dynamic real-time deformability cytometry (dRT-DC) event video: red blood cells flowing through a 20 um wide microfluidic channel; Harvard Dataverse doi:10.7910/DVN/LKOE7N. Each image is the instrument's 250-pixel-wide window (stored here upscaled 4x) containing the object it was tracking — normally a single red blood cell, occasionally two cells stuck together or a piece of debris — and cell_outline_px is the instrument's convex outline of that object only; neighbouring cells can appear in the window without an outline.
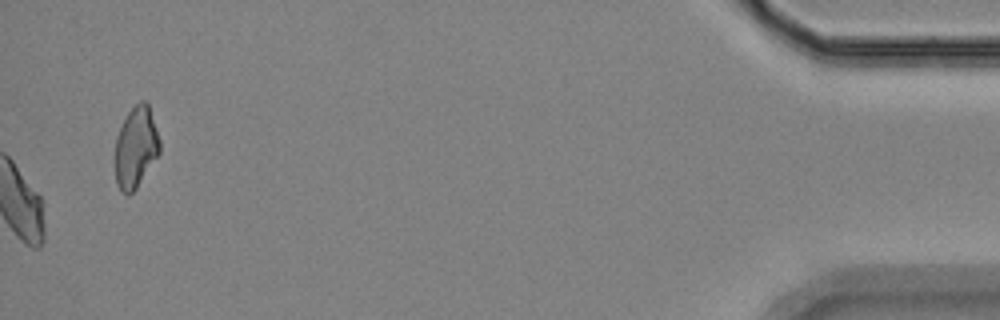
{"species": "Egyptian fruit bat (a non-hibernating species)", "species_latin": "Rousettus aegyptiacus", "temperature_condition": "room temperature", "stored_images_in_passage": 57, "camera_frame_rate_fps": 3000, "um_per_image_px": 0.085, "animal": {"sex": "female"}, "frame": {"image": 1, "passage_image": 57, "time_ms": 18.667, "image_size_px": [1000, 320], "cell_outline_px": [[160, 152], [136, 188], [128, 196], [120, 192], [116, 184], [116, 136], [128, 112], [140, 100], [144, 100], [148, 104], [160, 140]], "centroid_in_image_um": [11.54, 12.54], "position_along_channel_um": 423.7, "area_um2": 20.87}, "authors_computed_cell_mechanics": {"area_um2": 22.7732, "velocity_mm_per_s": 3.4712, "shape_relaxation_time_tau1_ms": 9.9048, "shape_relaxation_time_tau2_ms": 4.0929, "deformation_change_tau1": 0.1903, "deformation_change_tau2": 0.0924}}